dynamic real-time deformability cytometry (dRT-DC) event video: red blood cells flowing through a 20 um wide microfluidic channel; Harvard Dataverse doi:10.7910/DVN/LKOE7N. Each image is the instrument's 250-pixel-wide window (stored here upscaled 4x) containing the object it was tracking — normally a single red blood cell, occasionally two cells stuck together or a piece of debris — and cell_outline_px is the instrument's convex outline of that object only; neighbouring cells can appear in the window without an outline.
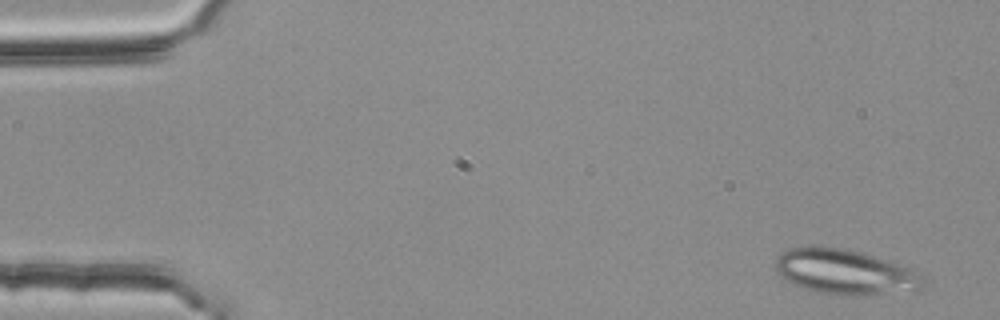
{"species": "common noctule bat (a hibernating species)", "species_latin": "Nyctalus noctula", "temperature_condition": "room temperature", "stored_images_in_passage": 3, "camera_frame_rate_fps": 3000, "um_per_image_px": 0.085, "animal": {"sex": "female", "body_mass_g": 25.1}, "frame": {"image": 1, "passage_image": 1, "time_ms": 0.0, "image_size_px": [1000, 320], "cell_outline_px": [[924, 288], [916, 292], [868, 296], [840, 296], [820, 292], [792, 284], [784, 280], [776, 272], [776, 260], [780, 252], [788, 248], [844, 248], [864, 252], [900, 264], [908, 268], [924, 284]], "centroid_in_image_um": [71.84, 23.16], "position_along_channel_um": 13.2, "area_um2": 38.9}}